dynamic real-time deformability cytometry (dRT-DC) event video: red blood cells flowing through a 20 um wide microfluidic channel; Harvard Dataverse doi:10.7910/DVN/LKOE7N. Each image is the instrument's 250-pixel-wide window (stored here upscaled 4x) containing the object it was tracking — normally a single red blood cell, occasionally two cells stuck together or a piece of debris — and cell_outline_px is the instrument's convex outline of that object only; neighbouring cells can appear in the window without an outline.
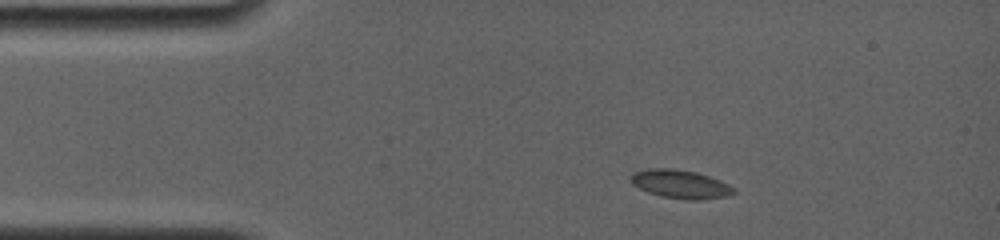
{"species": "common noctule bat (a hibernating species)", "species_latin": "Nyctalus noctula", "temperature_condition": "room temperature", "stored_images_in_passage": 4, "camera_frame_rate_fps": 4000, "um_per_image_px": 0.085, "animal": {"sex": "female", "body_mass_g": 19.0, "forearm_length_mm": 56.7}, "frame": {"image": 1, "passage_image": 2, "time_ms": 1.0, "image_size_px": [1000, 240], "cell_outline_px": [[736, 192], [728, 196], [700, 200], [684, 200], [660, 196], [648, 192], [632, 184], [628, 180], [628, 176], [632, 172], [648, 168], [672, 168], [696, 172], [720, 180], [736, 188]], "centroid_in_image_um": [57.81, 15.65], "position_along_channel_um": 27.2, "area_um2": 17.46}}